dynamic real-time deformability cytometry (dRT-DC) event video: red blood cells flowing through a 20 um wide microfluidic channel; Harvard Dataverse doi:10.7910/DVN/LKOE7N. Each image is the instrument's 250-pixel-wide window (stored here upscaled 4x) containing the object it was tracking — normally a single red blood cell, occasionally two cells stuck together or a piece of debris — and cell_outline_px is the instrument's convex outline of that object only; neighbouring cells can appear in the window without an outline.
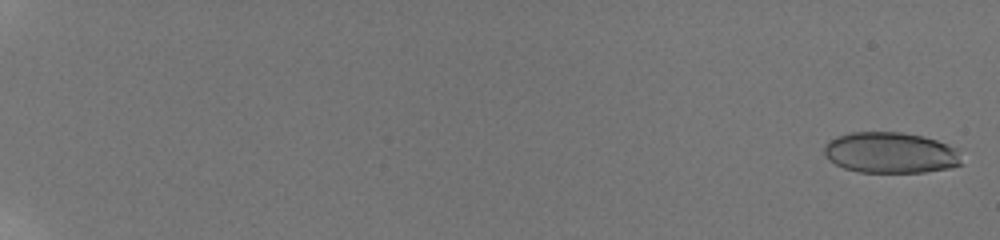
{"species": "human", "species_latin": "Homo sapiens", "temperature_condition": "room temperature", "stored_images_in_passage": 19, "camera_frame_rate_fps": 3000, "um_per_image_px": 0.085, "donor": {"sex": "male"}, "frame": {"image": 1, "passage_image": 1, "time_ms": 0.0, "image_size_px": [1000, 240], "cell_outline_px": [[960, 164], [952, 168], [924, 172], [860, 172], [844, 168], [836, 164], [824, 152], [824, 144], [828, 140], [852, 132], [900, 132], [924, 136], [936, 140], [956, 148], [960, 160]], "centroid_in_image_um": [75.7, 12.98], "position_along_channel_um": 9.3, "area_um2": 32.54}}
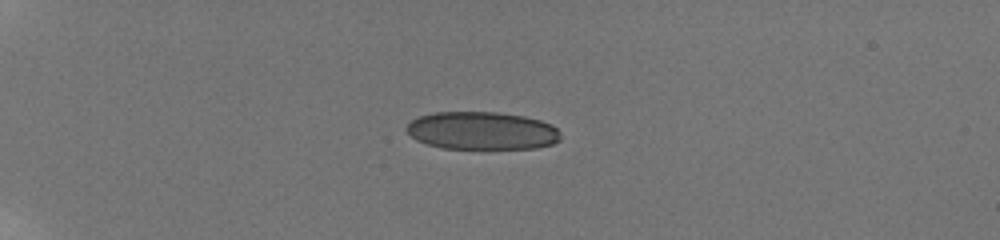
{"frame": {"image": 2, "passage_image": 15, "time_ms": 5.667, "image_size_px": [1000, 240], "cell_outline_px": [[560, 140], [552, 144], [536, 148], [440, 148], [416, 140], [408, 132], [408, 124], [412, 120], [420, 116], [436, 112], [496, 112], [524, 116], [540, 120], [552, 124], [560, 132]], "centroid_in_image_um": [41.0, 11.11], "position_along_channel_um": 44.0, "area_um2": 33.81}}